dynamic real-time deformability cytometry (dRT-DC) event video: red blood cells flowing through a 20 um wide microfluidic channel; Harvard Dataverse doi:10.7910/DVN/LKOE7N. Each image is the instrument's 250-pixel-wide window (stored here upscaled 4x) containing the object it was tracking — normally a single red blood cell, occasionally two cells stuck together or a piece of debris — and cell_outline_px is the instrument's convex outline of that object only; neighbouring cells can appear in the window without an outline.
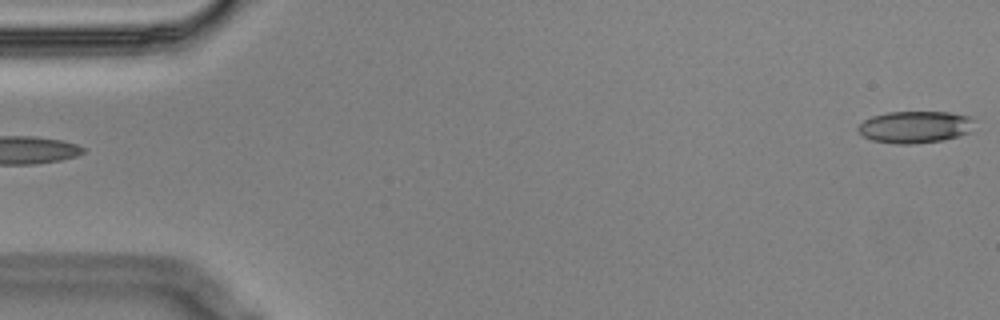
{"species": "Egyptian fruit bat (a non-hibernating species)", "species_latin": "Rousettus aegyptiacus", "temperature_condition": "cold", "stored_images_in_passage": 6, "segment_of_instrument_passage": [2, 2], "camera_frame_rate_fps": 3000, "um_per_image_px": 0.085, "animal": {"sex": "male"}, "frame": {"image": 1, "passage_image": 6, "time_ms": 1.667, "image_size_px": [1000, 320], "cell_outline_px": [[972, 120], [968, 132], [944, 140], [912, 144], [896, 144], [872, 140], [864, 136], [856, 128], [864, 120], [872, 116], [888, 112], [948, 112], [972, 116]], "centroid_in_image_um": [77.74, 10.79], "position_along_channel_um": 7.3, "area_um2": 21.44}}